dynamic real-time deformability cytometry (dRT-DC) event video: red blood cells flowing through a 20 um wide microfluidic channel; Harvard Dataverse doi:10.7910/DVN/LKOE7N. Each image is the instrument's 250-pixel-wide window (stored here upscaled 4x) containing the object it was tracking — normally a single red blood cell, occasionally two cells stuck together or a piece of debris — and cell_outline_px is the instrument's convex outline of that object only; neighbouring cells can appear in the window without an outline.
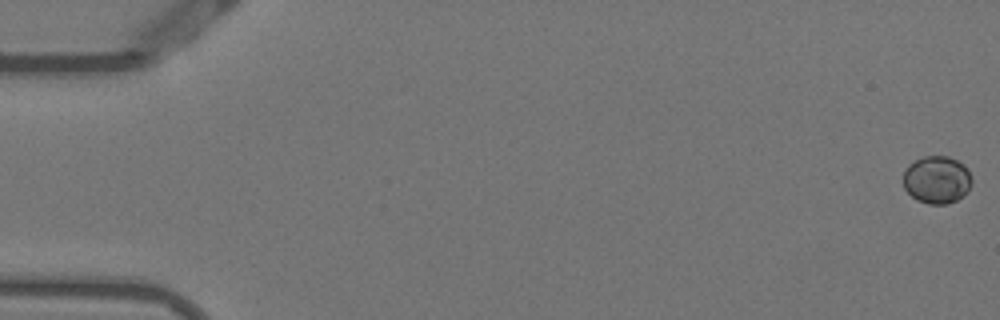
{"species": "Egyptian fruit bat (a non-hibernating species)", "species_latin": "Rousettus aegyptiacus", "temperature_condition": "warm", "stored_images_in_passage": 54, "camera_frame_rate_fps": 3000, "um_per_image_px": 0.085, "animal": {"sex": "female"}, "frame": {"image": 1, "passage_image": 1, "time_ms": 0.0, "image_size_px": [1000, 320], "cell_outline_px": [[972, 184], [968, 192], [964, 196], [948, 204], [928, 204], [916, 200], [904, 188], [904, 168], [908, 164], [924, 156], [948, 156], [964, 164], [968, 168], [972, 180]], "centroid_in_image_um": [79.65, 15.28], "position_along_channel_um": 5.3, "area_um2": 19.31}}
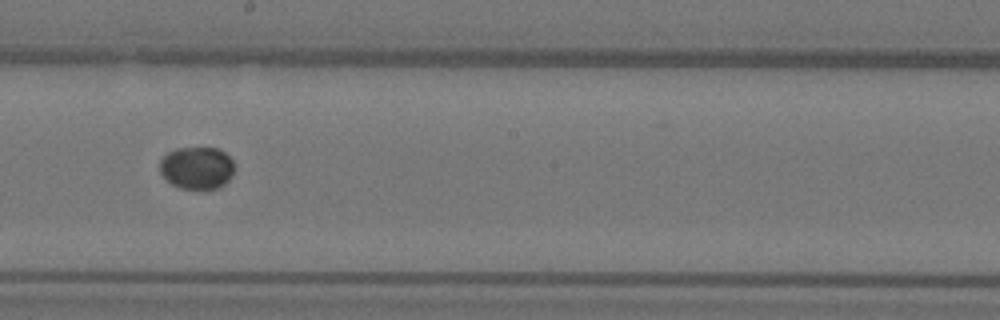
{"frame": {"image": 2, "passage_image": 31, "time_ms": 10.0, "image_size_px": [1000, 320], "cell_outline_px": [[232, 176], [220, 188], [180, 188], [172, 184], [160, 172], [160, 160], [168, 152], [176, 148], [220, 148], [232, 160]], "centroid_in_image_um": [16.73, 14.26], "position_along_channel_um": 231.5, "area_um2": 18.21}}
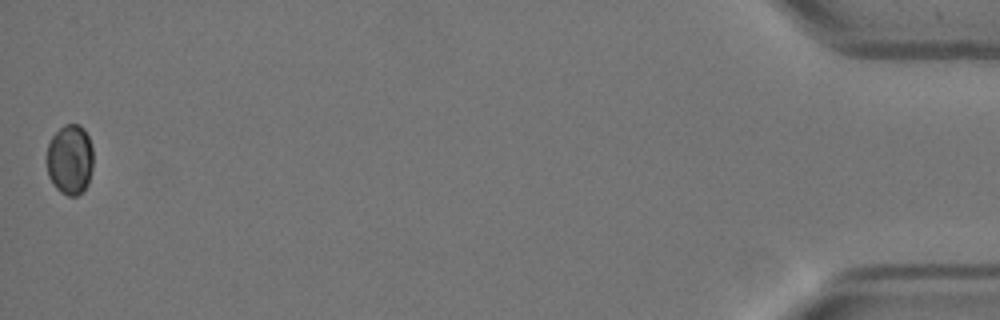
{"frame": {"image": 3, "passage_image": 54, "time_ms": 17.667, "image_size_px": [1000, 320], "cell_outline_px": [[92, 168], [88, 184], [76, 196], [68, 196], [60, 192], [52, 184], [48, 176], [48, 144], [52, 136], [64, 124], [80, 124], [84, 128], [88, 136], [92, 148]], "centroid_in_image_um": [5.95, 13.55], "position_along_channel_um": 429.3, "area_um2": 18.96}, "authors_computed_cell_mechanics": {"area_um2": 19.1318, "velocity_mm_per_s": 3.7983, "shape_relaxation_time_tau1_ms": 1.9517, "shape_relaxation_time_tau2_ms": null, "deformation_change_tau1": 0.0279, "deformation_change_tau2": null}}